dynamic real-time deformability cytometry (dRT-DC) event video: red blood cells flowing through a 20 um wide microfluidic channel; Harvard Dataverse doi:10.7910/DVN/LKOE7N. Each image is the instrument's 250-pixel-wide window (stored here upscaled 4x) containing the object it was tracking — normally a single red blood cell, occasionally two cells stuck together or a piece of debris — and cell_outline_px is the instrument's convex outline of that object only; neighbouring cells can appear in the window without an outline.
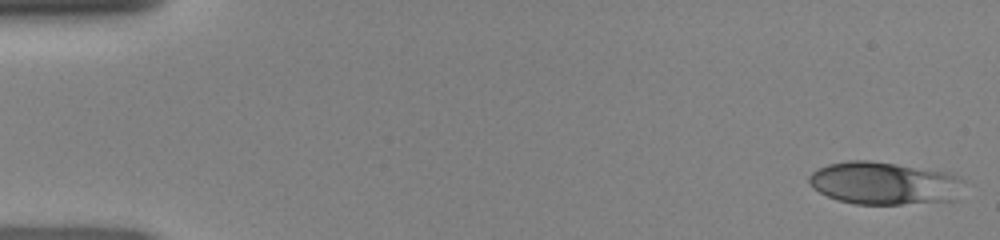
{"species": "human", "species_latin": "Homo sapiens", "temperature_condition": "room temperature", "stored_images_in_passage": 47, "camera_frame_rate_fps": 3000, "um_per_image_px": 0.085, "donor": {"sex": "female"}, "frame": {"image": 1, "passage_image": 1, "time_ms": 0.0, "image_size_px": [1000, 240], "cell_outline_px": [[964, 180], [960, 200], [900, 204], [856, 204], [836, 200], [812, 188], [808, 184], [808, 176], [816, 168], [828, 164], [848, 160], [868, 160], [952, 172]], "centroid_in_image_um": [75.2, 15.57], "position_along_channel_um": 9.8, "area_um2": 39.25}}
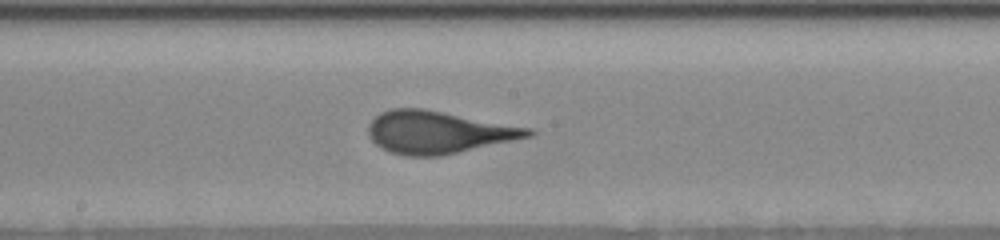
{"frame": {"image": 2, "passage_image": 25, "time_ms": 8.0, "image_size_px": [1000, 240], "cell_outline_px": [[536, 132], [532, 136], [444, 156], [404, 156], [388, 152], [380, 148], [372, 140], [368, 132], [368, 124], [380, 112], [392, 108], [424, 108], [532, 128]], "centroid_in_image_um": [37.25, 11.25], "position_along_channel_um": 211.0, "area_um2": 39.94}}
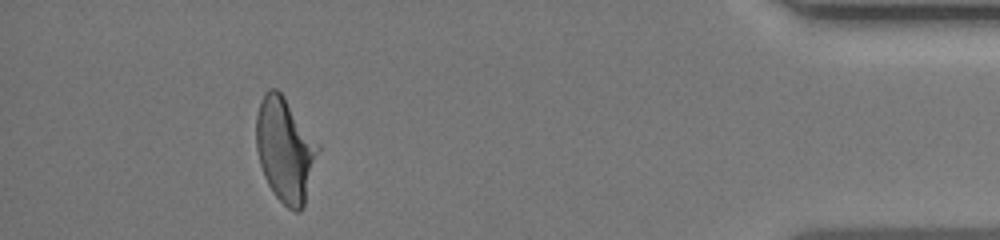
{"frame": {"image": 3, "passage_image": 43, "time_ms": 14.0, "image_size_px": [1000, 240], "cell_outline_px": [[320, 148], [304, 208], [300, 212], [296, 212], [288, 208], [272, 192], [264, 176], [260, 164], [256, 148], [256, 116], [260, 100], [264, 92], [268, 88], [276, 88], [284, 96], [320, 144]], "centroid_in_image_um": [24.24, 12.73], "position_along_channel_um": 411.0, "area_um2": 37.97}}